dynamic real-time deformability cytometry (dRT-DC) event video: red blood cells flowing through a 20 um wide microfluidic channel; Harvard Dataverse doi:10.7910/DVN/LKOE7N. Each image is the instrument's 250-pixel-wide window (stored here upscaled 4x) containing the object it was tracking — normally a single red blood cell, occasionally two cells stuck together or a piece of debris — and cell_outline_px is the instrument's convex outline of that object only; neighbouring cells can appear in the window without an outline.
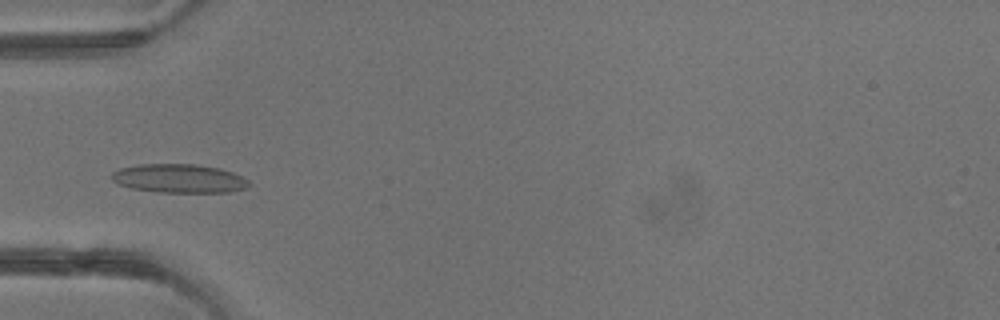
{"species": "common noctule bat (a hibernating species)", "species_latin": "Nyctalus noctula", "temperature_condition": "warm", "stored_images_in_passage": 2, "camera_frame_rate_fps": 3000, "um_per_image_px": 0.085, "animal": {"sex": "male", "body_mass_g": 13.3}, "frame": {"image": 1, "passage_image": 2, "time_ms": 1.0, "image_size_px": [1000, 320], "cell_outline_px": [[252, 184], [244, 188], [228, 192], [160, 192], [132, 188], [116, 184], [108, 176], [112, 172], [120, 168], [140, 164], [196, 164], [220, 168], [232, 172], [248, 180]], "centroid_in_image_um": [15.18, 15.16], "position_along_channel_um": 69.8, "area_um2": 23.06}}